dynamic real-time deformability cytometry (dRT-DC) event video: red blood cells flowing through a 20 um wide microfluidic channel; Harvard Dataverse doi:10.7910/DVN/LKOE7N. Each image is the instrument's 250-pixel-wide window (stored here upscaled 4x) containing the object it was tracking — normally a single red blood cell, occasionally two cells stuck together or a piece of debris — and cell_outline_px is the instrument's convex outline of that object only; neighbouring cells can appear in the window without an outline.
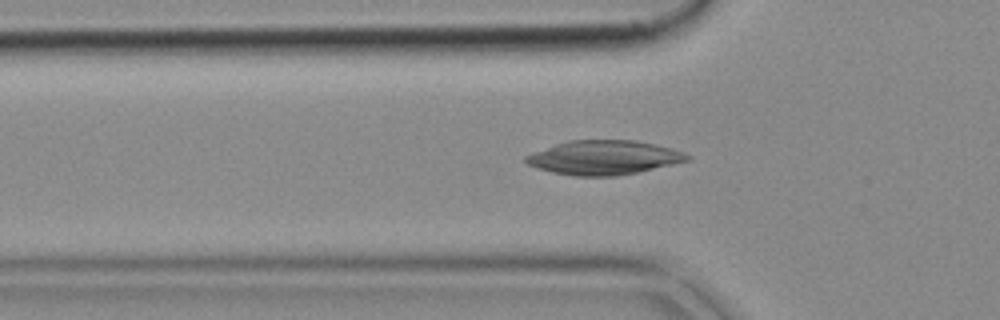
{"species": "common noctule bat (a hibernating species)", "species_latin": "Nyctalus noctula", "temperature_condition": "cold", "stored_images_in_passage": 51, "camera_frame_rate_fps": 3000, "um_per_image_px": 0.085, "animal": {"sex": "female", "body_mass_g": 18.4}, "frame": {"image": 1, "passage_image": 16, "time_ms": 5.0, "image_size_px": [1000, 320], "cell_outline_px": [[692, 156], [688, 160], [672, 164], [636, 172], [616, 176], [572, 176], [552, 172], [536, 168], [528, 164], [524, 160], [524, 156], [532, 152], [568, 140], [636, 140], [672, 148], [684, 152]], "centroid_in_image_um": [51.29, 13.39], "position_along_channel_um": 74.5, "area_um2": 32.14}}
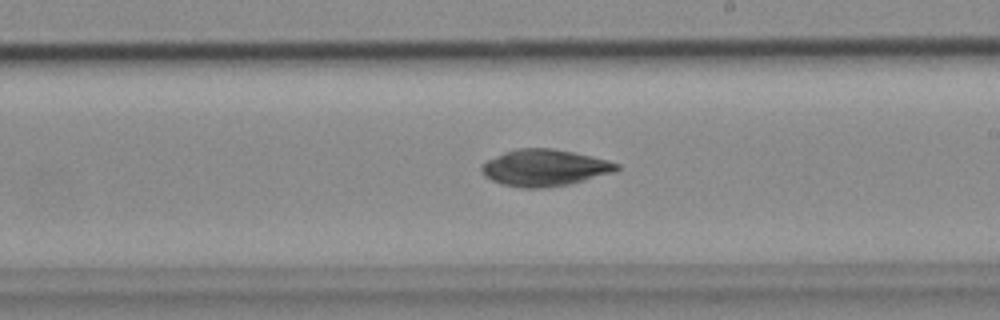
{"frame": {"image": 2, "passage_image": 29, "time_ms": 9.333, "image_size_px": [1000, 320], "cell_outline_px": [[620, 168], [616, 172], [568, 184], [544, 188], [520, 188], [504, 184], [492, 180], [484, 176], [480, 172], [480, 168], [488, 160], [504, 152], [516, 148], [552, 148], [592, 156], [608, 160], [620, 164]], "centroid_in_image_um": [46.31, 14.26], "position_along_channel_um": 242.7, "area_um2": 28.84}}
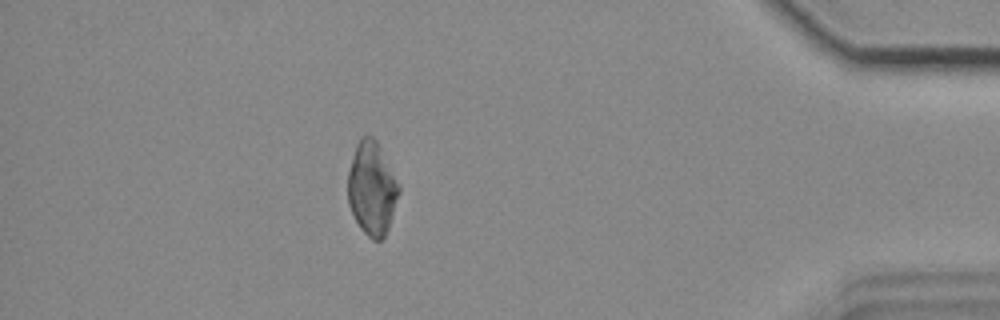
{"frame": {"image": 3, "passage_image": 45, "time_ms": 14.667, "image_size_px": [1000, 320], "cell_outline_px": [[400, 192], [388, 228], [384, 236], [380, 240], [372, 240], [360, 228], [348, 204], [348, 172], [356, 144], [360, 136], [372, 136], [376, 140], [400, 184]], "centroid_in_image_um": [31.61, 16.01], "position_along_channel_um": 403.6, "area_um2": 27.63}}